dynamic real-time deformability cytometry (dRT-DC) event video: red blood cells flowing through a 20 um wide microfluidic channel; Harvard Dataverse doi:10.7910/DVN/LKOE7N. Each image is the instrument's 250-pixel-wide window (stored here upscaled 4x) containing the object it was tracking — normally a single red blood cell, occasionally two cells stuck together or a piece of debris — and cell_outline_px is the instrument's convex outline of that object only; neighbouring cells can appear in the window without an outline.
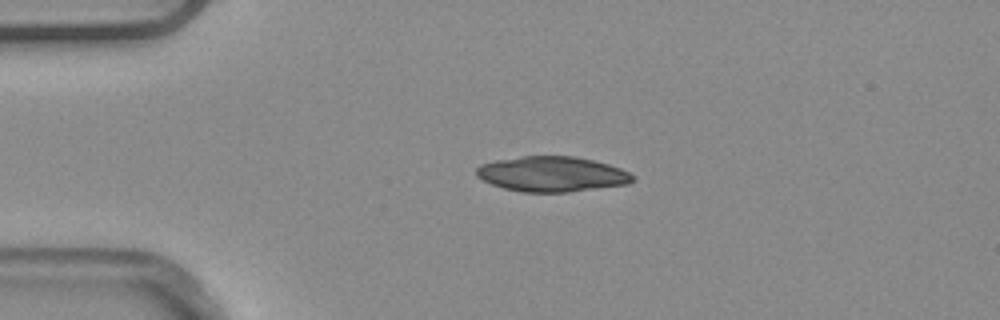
{"species": "common noctule bat (a hibernating species)", "species_latin": "Nyctalus noctula", "temperature_condition": "warm", "stored_images_in_passage": 4, "camera_frame_rate_fps": 3000, "um_per_image_px": 0.085, "animal": {"sex": "male", "body_mass_g": 20.4}, "frame": {"image": 1, "passage_image": 2, "time_ms": 0.333, "image_size_px": [1000, 320], "cell_outline_px": [[632, 180], [628, 184], [568, 192], [520, 192], [504, 188], [492, 184], [476, 176], [476, 168], [480, 164], [496, 160], [520, 156], [576, 156], [608, 164], [620, 168], [628, 172], [632, 176]], "centroid_in_image_um": [46.88, 14.79], "position_along_channel_um": 38.1, "area_um2": 31.96}}